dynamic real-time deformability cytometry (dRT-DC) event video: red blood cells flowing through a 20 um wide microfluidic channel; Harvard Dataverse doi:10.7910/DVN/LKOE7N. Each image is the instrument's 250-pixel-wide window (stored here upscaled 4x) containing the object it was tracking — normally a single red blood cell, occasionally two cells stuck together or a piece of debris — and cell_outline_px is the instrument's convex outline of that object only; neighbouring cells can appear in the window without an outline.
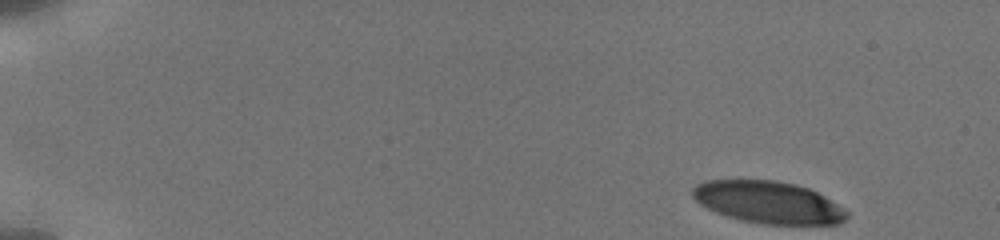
{"species": "human", "species_latin": "Homo sapiens", "temperature_condition": "cold", "stored_images_in_passage": 7, "camera_frame_rate_fps": 3000, "um_per_image_px": 0.085, "donor": {"sex": "male"}, "frame": {"image": 1, "passage_image": 1, "time_ms": 0.0, "image_size_px": [1000, 240], "cell_outline_px": [[848, 216], [840, 224], [764, 224], [740, 220], [716, 212], [700, 204], [692, 196], [692, 188], [696, 184], [704, 180], [776, 180], [796, 184], [808, 188], [824, 196], [844, 208], [848, 212]], "centroid_in_image_um": [65.3, 17.19], "position_along_channel_um": 19.7, "area_um2": 37.86}}
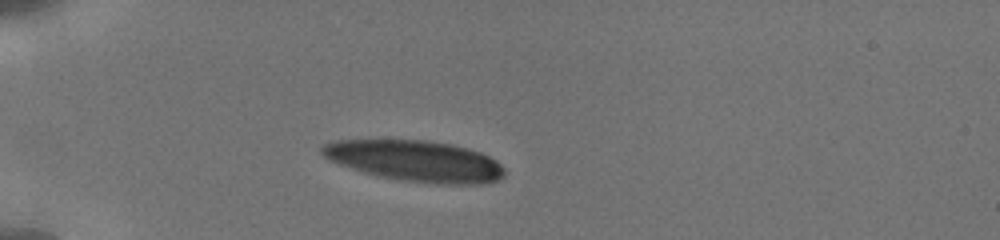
{"frame": {"image": 2, "passage_image": 5, "time_ms": 3.667, "image_size_px": [1000, 240], "cell_outline_px": [[504, 176], [496, 180], [484, 184], [436, 184], [400, 180], [380, 176], [352, 168], [328, 160], [320, 152], [320, 148], [324, 144], [336, 140], [424, 140], [452, 144], [468, 148], [480, 152], [496, 160], [504, 168]], "centroid_in_image_um": [35.32, 13.68], "position_along_channel_um": 49.7, "area_um2": 43.52}}
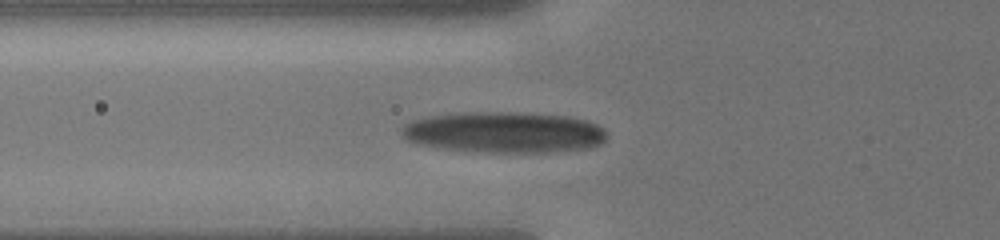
{"frame": {"image": 3, "passage_image": 7, "time_ms": 5.333, "image_size_px": [1000, 240], "cell_outline_px": [[608, 136], [600, 144], [588, 148], [548, 152], [484, 152], [444, 148], [416, 144], [408, 140], [400, 132], [400, 128], [404, 124], [412, 120], [432, 116], [472, 112], [524, 112], [568, 116], [588, 120], [604, 128]], "centroid_in_image_um": [42.88, 11.24], "position_along_channel_um": 82.9, "area_um2": 49.13}}